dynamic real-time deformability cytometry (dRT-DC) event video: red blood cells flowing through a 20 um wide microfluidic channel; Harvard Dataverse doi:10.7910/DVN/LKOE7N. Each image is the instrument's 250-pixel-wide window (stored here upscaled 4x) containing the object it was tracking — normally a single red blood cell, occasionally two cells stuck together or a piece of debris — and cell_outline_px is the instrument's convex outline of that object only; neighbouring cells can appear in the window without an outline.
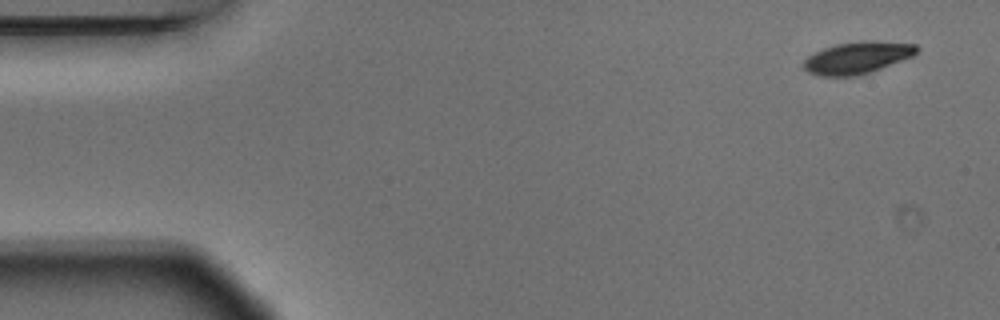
{"species": "Egyptian fruit bat (a non-hibernating species)", "species_latin": "Rousettus aegyptiacus", "temperature_condition": "warm", "stored_images_in_passage": 4, "camera_frame_rate_fps": 3000, "um_per_image_px": 0.085, "animal": {"sex": "male"}, "frame": {"image": 1, "passage_image": 1, "time_ms": 0.0, "image_size_px": [1000, 320], "cell_outline_px": [[920, 48], [912, 56], [880, 68], [856, 76], [820, 76], [808, 72], [804, 68], [804, 60], [808, 56], [824, 48], [836, 44], [872, 40], [916, 44]], "centroid_in_image_um": [72.87, 4.9], "position_along_channel_um": 12.1, "area_um2": 20.75}}
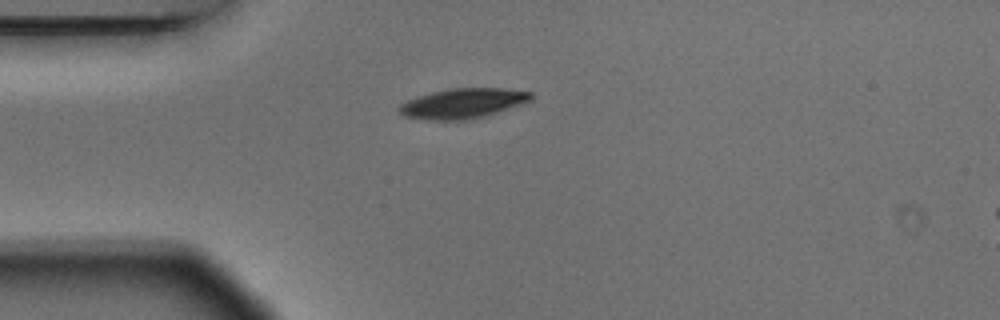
{"frame": {"image": 2, "passage_image": 4, "time_ms": 1.0, "image_size_px": [1000, 320], "cell_outline_px": [[532, 100], [484, 116], [464, 120], [428, 120], [404, 116], [396, 108], [400, 104], [416, 96], [448, 88], [504, 88], [532, 92]], "centroid_in_image_um": [39.3, 8.78], "position_along_channel_um": 45.7, "area_um2": 22.95}}